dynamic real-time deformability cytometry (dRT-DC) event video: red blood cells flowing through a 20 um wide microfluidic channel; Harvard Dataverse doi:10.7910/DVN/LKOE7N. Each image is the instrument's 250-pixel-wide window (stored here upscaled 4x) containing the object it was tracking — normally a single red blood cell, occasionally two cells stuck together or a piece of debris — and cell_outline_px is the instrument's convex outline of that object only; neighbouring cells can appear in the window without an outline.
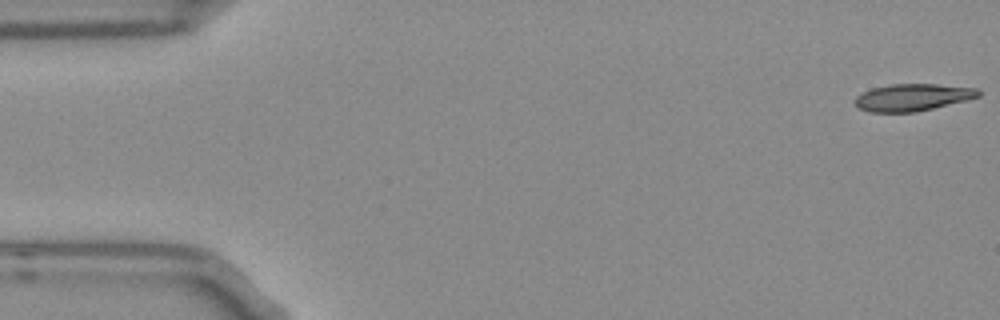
{"species": "Egyptian fruit bat (a non-hibernating species)", "species_latin": "Rousettus aegyptiacus", "temperature_condition": "room temperature", "stored_images_in_passage": 54, "camera_frame_rate_fps": 3000, "um_per_image_px": 0.085, "frame": {"image": 1, "passage_image": 1, "time_ms": 0.0, "image_size_px": [1000, 320], "cell_outline_px": [[980, 96], [968, 100], [916, 112], [872, 112], [860, 108], [856, 104], [856, 96], [872, 88], [892, 84], [936, 84], [976, 88], [980, 92]], "centroid_in_image_um": [77.61, 8.27], "position_along_channel_um": 7.4, "area_um2": 19.31}}
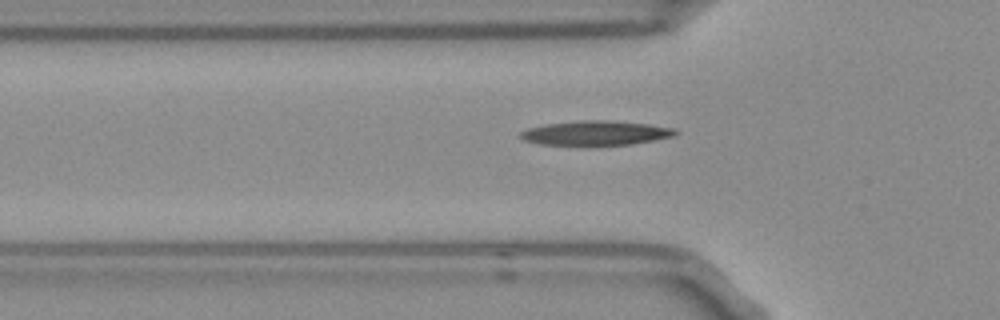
{"frame": {"image": 2, "passage_image": 17, "time_ms": 5.333, "image_size_px": [1000, 320], "cell_outline_px": [[680, 132], [676, 136], [632, 144], [580, 148], [540, 144], [524, 140], [520, 136], [520, 132], [528, 128], [544, 124], [580, 120], [612, 120], [648, 124], [676, 128]], "centroid_in_image_um": [50.64, 11.34], "position_along_channel_um": 75.2, "area_um2": 23.29}}
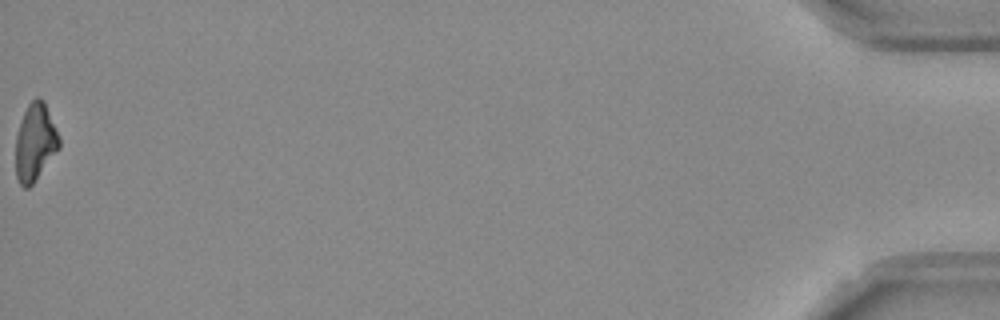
{"frame": {"image": 3, "passage_image": 54, "time_ms": 17.667, "image_size_px": [1000, 320], "cell_outline_px": [[60, 148], [32, 184], [28, 188], [24, 188], [20, 184], [16, 176], [16, 136], [24, 112], [28, 104], [36, 96], [40, 96], [44, 100], [60, 136]], "centroid_in_image_um": [3.01, 12.07], "position_along_channel_um": 432.2, "area_um2": 19.65}}